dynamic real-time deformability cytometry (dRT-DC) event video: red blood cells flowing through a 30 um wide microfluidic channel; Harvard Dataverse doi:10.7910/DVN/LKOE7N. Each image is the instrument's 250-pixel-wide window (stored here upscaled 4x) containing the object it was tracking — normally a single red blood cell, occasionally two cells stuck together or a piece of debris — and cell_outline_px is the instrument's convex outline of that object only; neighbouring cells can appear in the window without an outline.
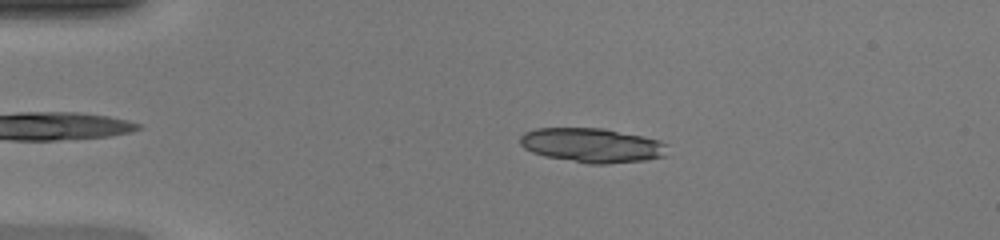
{"species": "common noctule bat (a hibernating species)", "species_latin": "Nyctalus noctula", "temperature_condition": "warm", "stored_images_in_passage": 42, "segment_of_instrument_passage": [1, 2], "camera_frame_rate_fps": 3000, "um_per_image_px": 0.085, "animal": {"sex": "female", "body_mass_g": 20.0, "forearm_length_mm": 54.0}, "frame": {"image": 1, "passage_image": 10, "time_ms": 3.0, "image_size_px": [1000, 240], "cell_outline_px": [[668, 144], [664, 156], [648, 160], [608, 164], [588, 164], [544, 156], [532, 152], [524, 148], [520, 144], [520, 136], [524, 132], [536, 128], [604, 128], [644, 136], [660, 140]], "centroid_in_image_um": [50.34, 12.35], "position_along_channel_um": 34.7, "area_um2": 29.88}}